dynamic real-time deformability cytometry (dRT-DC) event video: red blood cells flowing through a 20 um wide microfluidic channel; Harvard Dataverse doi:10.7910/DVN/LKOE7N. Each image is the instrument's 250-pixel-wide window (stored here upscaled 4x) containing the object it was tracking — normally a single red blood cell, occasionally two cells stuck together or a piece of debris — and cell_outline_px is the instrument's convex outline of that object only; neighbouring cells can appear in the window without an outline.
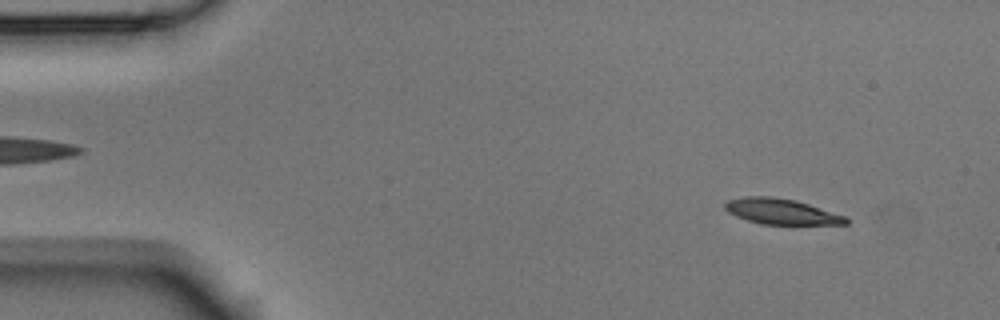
{"species": "Egyptian fruit bat (a non-hibernating species)", "species_latin": "Rousettus aegyptiacus", "temperature_condition": "room temperature", "stored_images_in_passage": 3, "camera_frame_rate_fps": 3000, "um_per_image_px": 0.085, "animal": {"sex": "male"}, "frame": {"image": 1, "passage_image": 1, "time_ms": 0.0, "image_size_px": [1000, 320], "cell_outline_px": [[852, 220], [848, 224], [760, 224], [736, 216], [728, 212], [724, 208], [724, 200], [744, 196], [772, 196], [796, 200], [848, 216]], "centroid_in_image_um": [66.44, 17.97], "position_along_channel_um": 18.6, "area_um2": 18.38}}
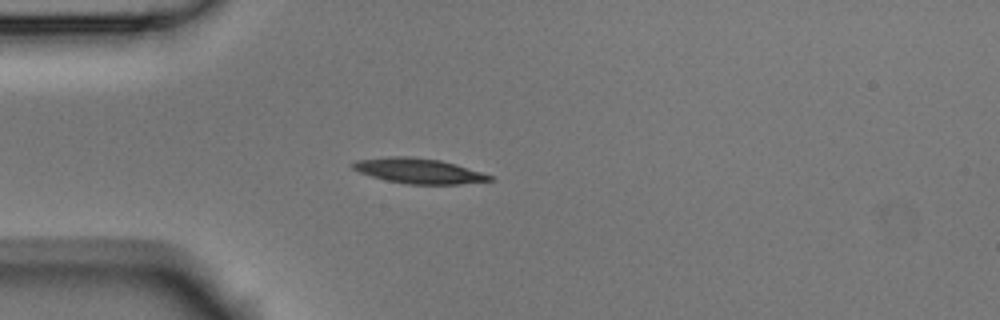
{"frame": {"image": 2, "passage_image": 3, "time_ms": 0.667, "image_size_px": [1000, 320], "cell_outline_px": [[492, 180], [460, 184], [408, 184], [388, 180], [372, 176], [360, 172], [352, 168], [348, 164], [356, 160], [388, 156], [408, 156], [440, 160], [456, 164], [492, 176]], "centroid_in_image_um": [35.53, 14.51], "position_along_channel_um": 49.5, "area_um2": 19.88}}